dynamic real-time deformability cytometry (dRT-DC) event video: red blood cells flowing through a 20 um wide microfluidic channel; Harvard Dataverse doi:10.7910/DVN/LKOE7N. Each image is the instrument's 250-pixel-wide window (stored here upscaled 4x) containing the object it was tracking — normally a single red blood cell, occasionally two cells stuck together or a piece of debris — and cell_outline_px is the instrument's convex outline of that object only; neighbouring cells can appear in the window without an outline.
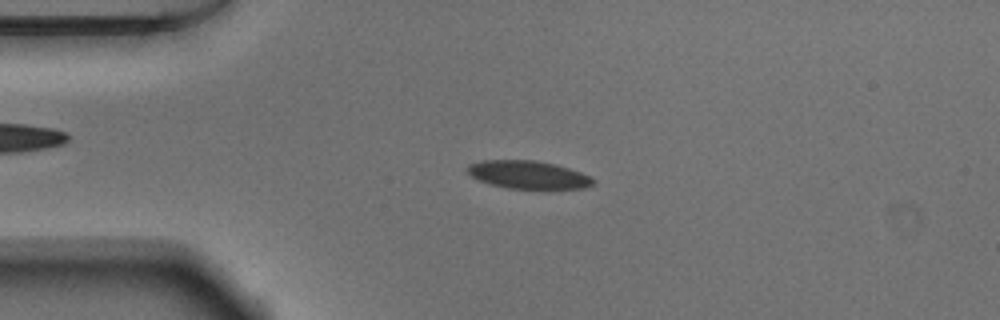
{"species": "Egyptian fruit bat (a non-hibernating species)", "species_latin": "Rousettus aegyptiacus", "temperature_condition": "warm", "stored_images_in_passage": 51, "camera_frame_rate_fps": 3000, "um_per_image_px": 0.085, "animal": {"sex": "male"}, "frame": {"image": 1, "passage_image": 11, "time_ms": 3.333, "image_size_px": [1000, 320], "cell_outline_px": [[596, 180], [592, 184], [584, 188], [508, 188], [492, 184], [480, 180], [472, 176], [464, 168], [468, 164], [480, 160], [536, 160], [556, 164], [580, 172]], "centroid_in_image_um": [44.85, 14.83], "position_along_channel_um": 40.1, "area_um2": 20.29}}
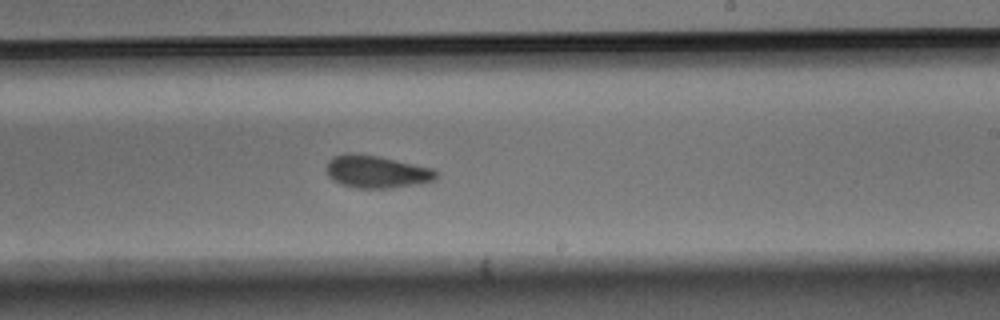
{"frame": {"image": 2, "passage_image": 30, "time_ms": 9.667, "image_size_px": [1000, 320], "cell_outline_px": [[440, 172], [436, 180], [420, 184], [392, 188], [356, 188], [340, 184], [332, 180], [328, 176], [324, 168], [328, 160], [332, 156], [352, 152], [380, 156], [436, 168]], "centroid_in_image_um": [32.04, 14.59], "position_along_channel_um": 257.0, "area_um2": 21.62}}
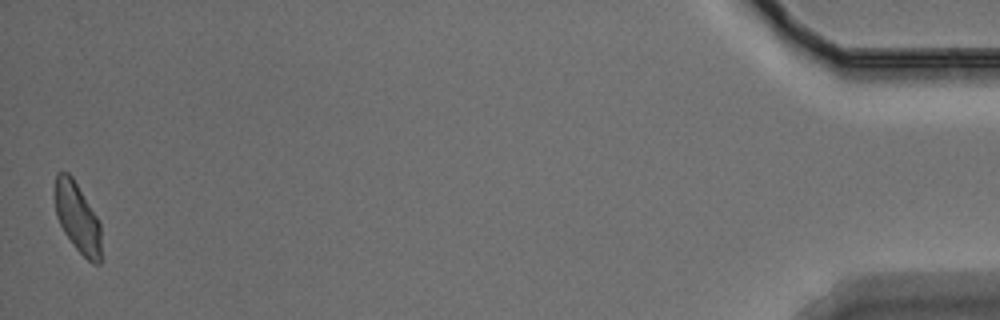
{"frame": {"image": 3, "passage_image": 51, "time_ms": 16.667, "image_size_px": [1000, 320], "cell_outline_px": [[100, 264], [92, 264], [72, 244], [64, 232], [56, 216], [56, 172], [68, 172], [72, 176], [96, 216], [100, 224]], "centroid_in_image_um": [6.59, 18.52], "position_along_channel_um": 428.6, "area_um2": 18.38}, "authors_computed_cell_mechanics": {"area_um2": 20.7502, "velocity_mm_per_s": 3.8072, "shape_relaxation_time_tau1_ms": 3.6127, "shape_relaxation_time_tau2_ms": 2.4712, "deformation_change_tau1": 0.1082, "deformation_change_tau2": 0.0789}}